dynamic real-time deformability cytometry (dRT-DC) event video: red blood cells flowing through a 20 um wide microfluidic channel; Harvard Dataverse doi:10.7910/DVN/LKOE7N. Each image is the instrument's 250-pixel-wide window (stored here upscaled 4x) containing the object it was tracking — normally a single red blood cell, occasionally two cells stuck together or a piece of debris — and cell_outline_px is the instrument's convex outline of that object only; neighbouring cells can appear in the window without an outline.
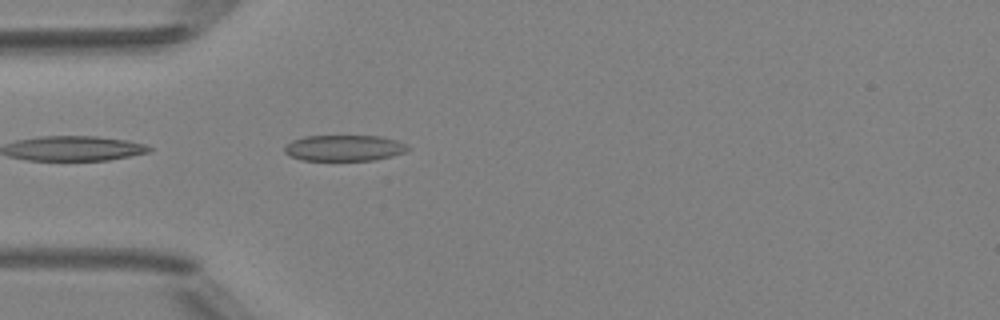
{"species": "Egyptian fruit bat (a non-hibernating species)", "species_latin": "Rousettus aegyptiacus", "temperature_condition": "room temperature", "stored_images_in_passage": 4, "segment_of_instrument_passage": [2, 2], "camera_frame_rate_fps": 3000, "um_per_image_px": 0.085, "animal": {"sex": "female"}, "frame": {"image": 1, "passage_image": 4, "time_ms": 3.333, "image_size_px": [1000, 320], "cell_outline_px": [[412, 148], [404, 152], [392, 156], [376, 160], [300, 160], [288, 156], [284, 152], [284, 148], [292, 140], [304, 136], [380, 136], [396, 140]], "centroid_in_image_um": [29.24, 12.58], "position_along_channel_um": 55.8, "area_um2": 18.73}}